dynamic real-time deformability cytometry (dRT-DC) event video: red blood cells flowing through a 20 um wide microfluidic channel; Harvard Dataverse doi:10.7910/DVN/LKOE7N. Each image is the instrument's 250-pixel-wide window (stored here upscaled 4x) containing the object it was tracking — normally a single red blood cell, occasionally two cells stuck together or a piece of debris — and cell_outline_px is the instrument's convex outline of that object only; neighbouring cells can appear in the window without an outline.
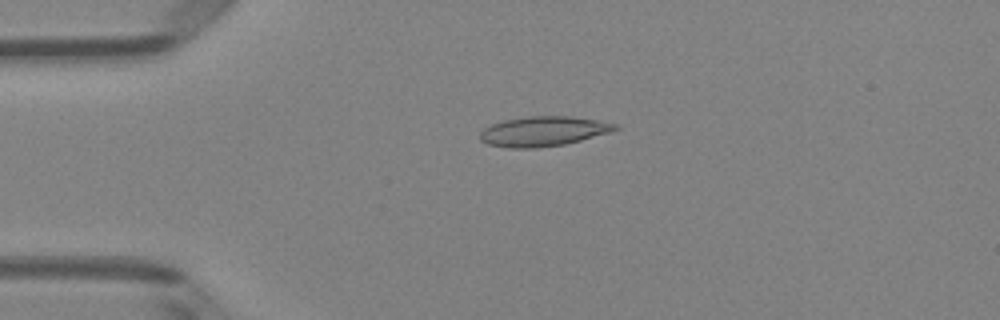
{"species": "Egyptian fruit bat (a non-hibernating species)", "species_latin": "Rousettus aegyptiacus", "temperature_condition": "room temperature", "stored_images_in_passage": 43, "camera_frame_rate_fps": 3000, "um_per_image_px": 0.085, "animal": {"sex": "female"}, "frame": {"image": 1, "passage_image": 5, "time_ms": 1.333, "image_size_px": [1000, 320], "cell_outline_px": [[620, 128], [612, 132], [564, 144], [536, 148], [508, 148], [488, 144], [480, 140], [480, 132], [484, 128], [492, 124], [504, 120], [528, 116], [572, 116], [596, 120], [616, 124]], "centroid_in_image_um": [46.18, 11.16], "position_along_channel_um": 38.8, "area_um2": 23.47}}
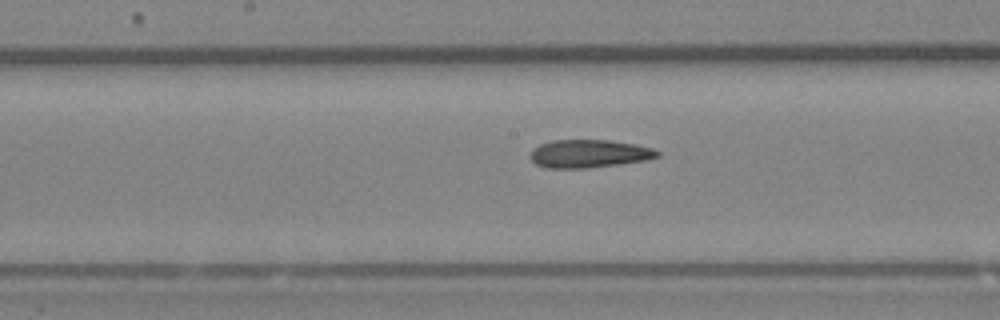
{"frame": {"image": 2, "passage_image": 19, "time_ms": 6.0, "image_size_px": [1000, 320], "cell_outline_px": [[660, 156], [648, 160], [588, 168], [544, 168], [536, 164], [528, 156], [532, 148], [540, 144], [552, 140], [608, 140], [636, 144], [652, 148], [660, 152]], "centroid_in_image_um": [50.05, 13.06], "position_along_channel_um": 198.2, "area_um2": 20.98}}
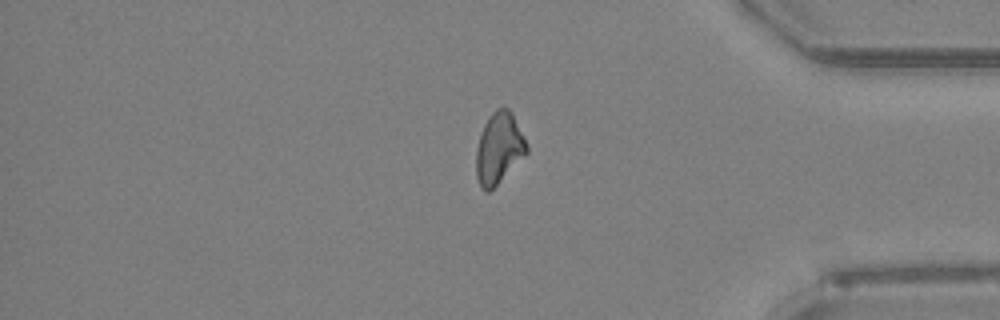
{"frame": {"image": 3, "passage_image": 35, "time_ms": 11.333, "image_size_px": [1000, 320], "cell_outline_px": [[528, 152], [488, 192], [480, 188], [476, 176], [476, 152], [480, 136], [484, 124], [488, 116], [496, 108], [508, 108], [512, 112], [528, 148]], "centroid_in_image_um": [42.38, 12.58], "position_along_channel_um": 392.8, "area_um2": 20.52}, "authors_computed_cell_mechanics": {"area_um2": 20.9236, "velocity_mm_per_s": 4.0829, "shape_relaxation_time_tau1_ms": null, "shape_relaxation_time_tau2_ms": 10.1654, "deformation_change_tau1": null, "deformation_change_tau2": 0.2327}}